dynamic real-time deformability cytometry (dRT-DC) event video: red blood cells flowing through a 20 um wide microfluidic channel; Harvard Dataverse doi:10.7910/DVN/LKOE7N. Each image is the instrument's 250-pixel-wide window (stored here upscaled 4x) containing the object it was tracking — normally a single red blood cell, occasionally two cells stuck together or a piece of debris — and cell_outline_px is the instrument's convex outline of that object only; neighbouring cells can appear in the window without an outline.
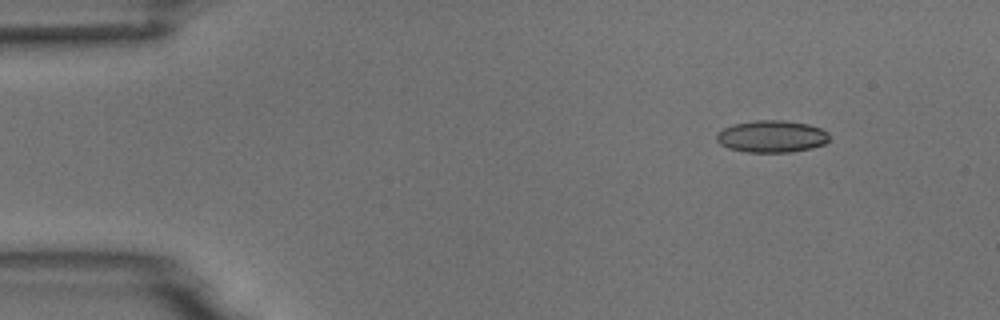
{"species": "common noctule bat (a hibernating species)", "species_latin": "Nyctalus noctula", "temperature_condition": "room temperature", "stored_images_in_passage": 7, "camera_frame_rate_fps": 3000, "um_per_image_px": 0.085, "animal": {"sex": "male", "body_mass_g": 18.8}, "frame": {"image": 1, "passage_image": 1, "time_ms": 0.0, "image_size_px": [1000, 320], "cell_outline_px": [[828, 140], [824, 144], [812, 148], [788, 152], [744, 152], [728, 148], [720, 144], [716, 140], [716, 136], [724, 128], [732, 124], [756, 120], [784, 120], [808, 124], [820, 128], [828, 132]], "centroid_in_image_um": [65.58, 11.59], "position_along_channel_um": 19.4, "area_um2": 21.04}}
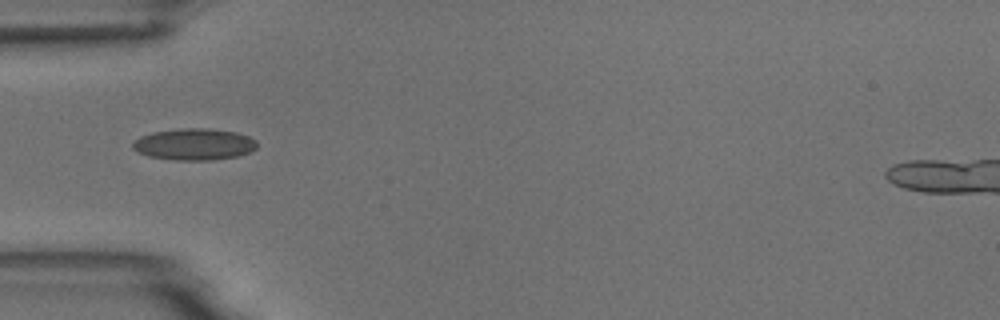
{"frame": {"image": 2, "passage_image": 4, "time_ms": 3.667, "image_size_px": [1000, 320], "cell_outline_px": [[256, 148], [252, 152], [240, 156], [212, 160], [176, 160], [148, 156], [136, 152], [132, 148], [132, 144], [140, 136], [152, 132], [180, 128], [204, 128], [236, 132], [248, 136], [256, 140]], "centroid_in_image_um": [16.51, 12.27], "position_along_channel_um": 68.5, "area_um2": 23.06}}